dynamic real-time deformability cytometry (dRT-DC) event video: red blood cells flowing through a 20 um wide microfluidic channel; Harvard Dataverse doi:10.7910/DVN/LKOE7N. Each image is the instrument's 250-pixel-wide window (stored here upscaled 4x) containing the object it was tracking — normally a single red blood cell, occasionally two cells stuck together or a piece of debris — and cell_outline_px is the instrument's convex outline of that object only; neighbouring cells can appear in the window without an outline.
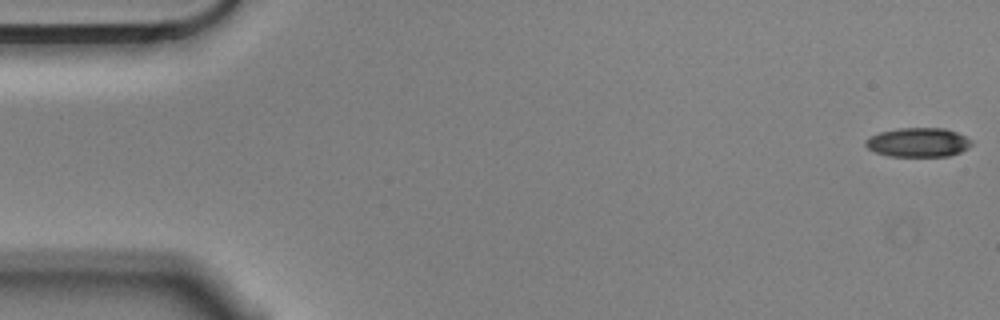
{"species": "Egyptian fruit bat (a non-hibernating species)", "species_latin": "Rousettus aegyptiacus", "temperature_condition": "cold", "stored_images_in_passage": 9, "camera_frame_rate_fps": 3000, "um_per_image_px": 0.085, "animal": {"sex": "male"}, "frame": {"image": 1, "passage_image": 1, "time_ms": 0.0, "image_size_px": [1000, 320], "cell_outline_px": [[972, 144], [968, 148], [960, 152], [948, 156], [888, 156], [876, 152], [868, 148], [864, 144], [864, 140], [880, 132], [900, 128], [944, 128], [956, 132], [972, 140]], "centroid_in_image_um": [78.04, 12.1], "position_along_channel_um": 7.0, "area_um2": 17.92}}